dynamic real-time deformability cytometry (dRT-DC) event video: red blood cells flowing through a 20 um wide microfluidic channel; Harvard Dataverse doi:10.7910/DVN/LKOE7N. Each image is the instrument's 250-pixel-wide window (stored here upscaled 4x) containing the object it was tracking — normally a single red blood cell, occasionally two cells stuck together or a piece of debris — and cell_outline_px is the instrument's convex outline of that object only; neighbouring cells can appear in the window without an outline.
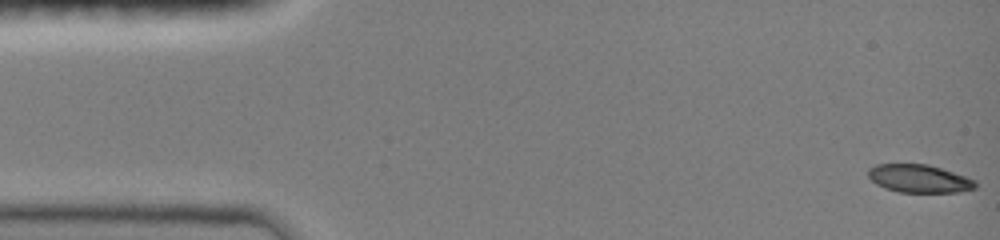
{"species": "common noctule bat (a hibernating species)", "species_latin": "Nyctalus noctula", "temperature_condition": "room temperature", "stored_images_in_passage": 48, "camera_frame_rate_fps": 3000, "um_per_image_px": 0.085, "animal": {"sex": "female", "body_mass_g": 19.0, "forearm_length_mm": 51.5}, "frame": {"image": 1, "passage_image": 1, "time_ms": 0.0, "image_size_px": [1000, 240], "cell_outline_px": [[976, 188], [960, 192], [900, 192], [884, 188], [876, 184], [868, 176], [868, 168], [876, 164], [928, 164], [976, 180]], "centroid_in_image_um": [78.11, 15.18], "position_along_channel_um": 6.9, "area_um2": 17.46}}
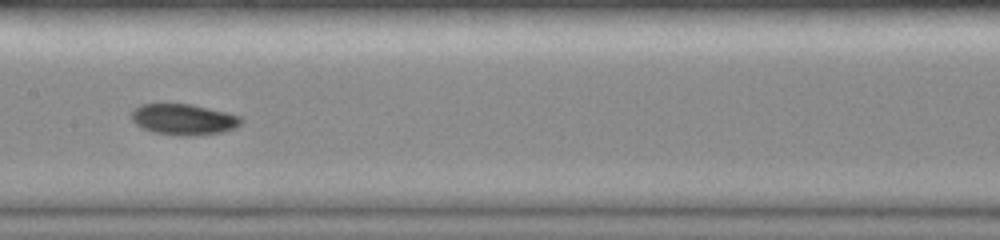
{"frame": {"image": 2, "passage_image": 24, "time_ms": 7.667, "image_size_px": [1000, 240], "cell_outline_px": [[244, 120], [236, 128], [224, 132], [192, 136], [180, 136], [152, 132], [136, 124], [132, 120], [132, 112], [140, 104], [192, 104], [240, 116]], "centroid_in_image_um": [15.64, 10.16], "position_along_channel_um": 191.8, "area_um2": 19.77}}
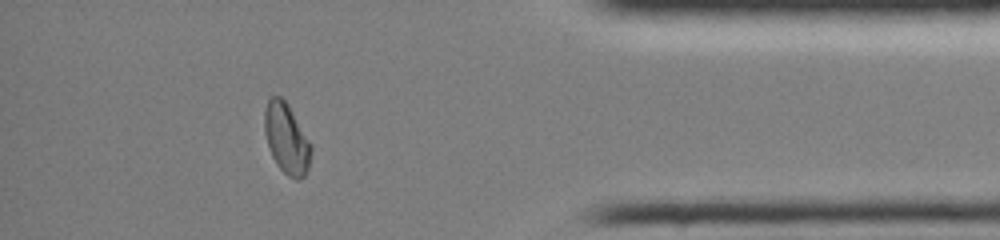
{"frame": {"image": 3, "passage_image": 42, "time_ms": 13.667, "image_size_px": [1000, 240], "cell_outline_px": [[312, 152], [308, 168], [304, 176], [300, 180], [296, 180], [288, 176], [276, 164], [272, 156], [264, 132], [264, 112], [268, 100], [272, 96], [280, 96], [288, 104], [312, 144]], "centroid_in_image_um": [24.37, 11.79], "position_along_channel_um": 410.8, "area_um2": 19.19}, "authors_computed_cell_mechanics": {"area_um2": 19.1896, "velocity_mm_per_s": 4.023, "shape_relaxation_time_tau1_ms": 6.2192, "shape_relaxation_time_tau2_ms": null, "deformation_change_tau1": 0.1607, "deformation_change_tau2": null}}